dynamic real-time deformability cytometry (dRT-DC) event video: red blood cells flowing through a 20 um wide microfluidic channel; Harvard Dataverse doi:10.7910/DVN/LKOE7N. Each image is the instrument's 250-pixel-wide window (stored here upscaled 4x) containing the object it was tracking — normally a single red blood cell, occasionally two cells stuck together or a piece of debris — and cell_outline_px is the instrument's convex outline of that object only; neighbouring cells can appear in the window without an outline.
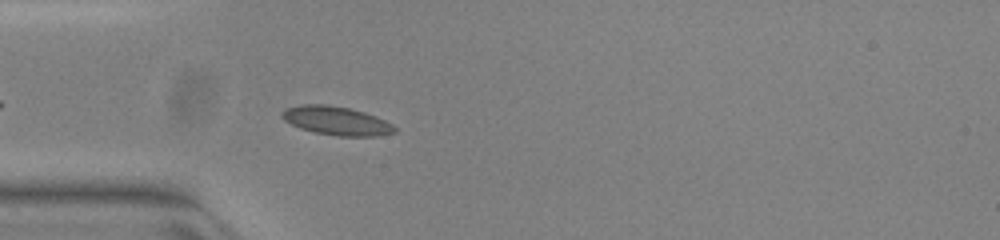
{"species": "common noctule bat (a hibernating species)", "species_latin": "Nyctalus noctula", "temperature_condition": "warm", "stored_images_in_passage": 32, "camera_frame_rate_fps": 3000, "um_per_image_px": 0.085, "animal": {"sex": "female", "body_mass_g": 23.0, "forearm_length_mm": 53.4}, "frame": {"image": 1, "passage_image": 6, "time_ms": 1.667, "image_size_px": [1000, 240], "cell_outline_px": [[396, 132], [380, 136], [336, 136], [316, 132], [300, 128], [284, 120], [280, 116], [280, 112], [284, 108], [300, 104], [328, 104], [348, 108], [364, 112], [376, 116], [392, 124], [396, 128]], "centroid_in_image_um": [28.57, 10.25], "position_along_channel_um": 56.4, "area_um2": 18.96}}
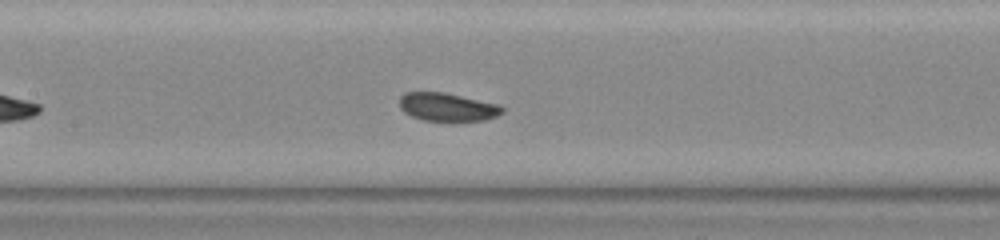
{"frame": {"image": 2, "passage_image": 15, "time_ms": 4.667, "image_size_px": [1000, 240], "cell_outline_px": [[504, 112], [496, 116], [484, 120], [424, 120], [412, 116], [404, 112], [400, 108], [400, 96], [404, 92], [444, 92], [500, 104], [504, 108]], "centroid_in_image_um": [38.04, 9.08], "position_along_channel_um": 169.4, "area_um2": 16.82}}
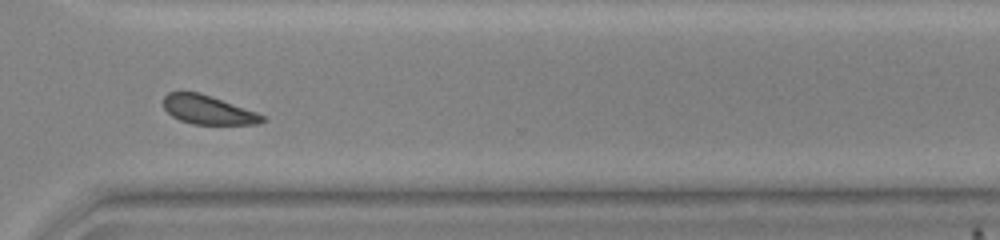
{"frame": {"image": 3, "passage_image": 29, "time_ms": 9.333, "image_size_px": [1000, 240], "cell_outline_px": [[268, 120], [260, 124], [192, 124], [180, 120], [172, 116], [164, 108], [164, 96], [168, 92], [200, 92], [256, 112], [264, 116]], "centroid_in_image_um": [17.7, 9.34], "position_along_channel_um": 352.9, "area_um2": 16.59}}